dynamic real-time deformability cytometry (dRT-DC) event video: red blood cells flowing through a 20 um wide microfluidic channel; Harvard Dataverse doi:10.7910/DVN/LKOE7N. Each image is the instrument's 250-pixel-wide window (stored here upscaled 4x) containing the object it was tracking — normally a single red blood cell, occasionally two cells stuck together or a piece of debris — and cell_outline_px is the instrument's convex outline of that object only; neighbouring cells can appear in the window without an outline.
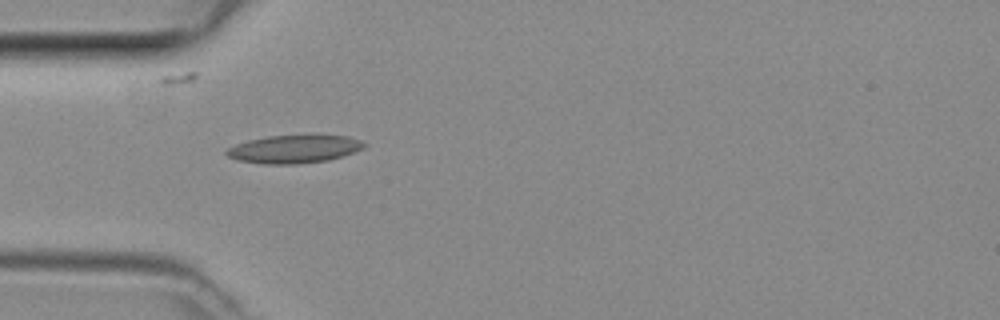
{"species": "common noctule bat (a hibernating species)", "species_latin": "Nyctalus noctula", "temperature_condition": "room temperature", "stored_images_in_passage": 12, "camera_frame_rate_fps": 3000, "um_per_image_px": 0.085, "animal": {"sex": "female", "body_mass_g": 29.2, "forearm_length_mm": 56.3}, "frame": {"image": 1, "passage_image": 1, "time_ms": 0.0, "image_size_px": [1000, 320], "cell_outline_px": [[368, 144], [364, 148], [328, 160], [296, 164], [264, 164], [240, 160], [228, 156], [224, 152], [228, 148], [236, 144], [248, 140], [268, 136], [312, 132], [348, 136], [360, 140]], "centroid_in_image_um": [25.05, 12.61], "position_along_channel_um": 59.9, "area_um2": 23.24}}
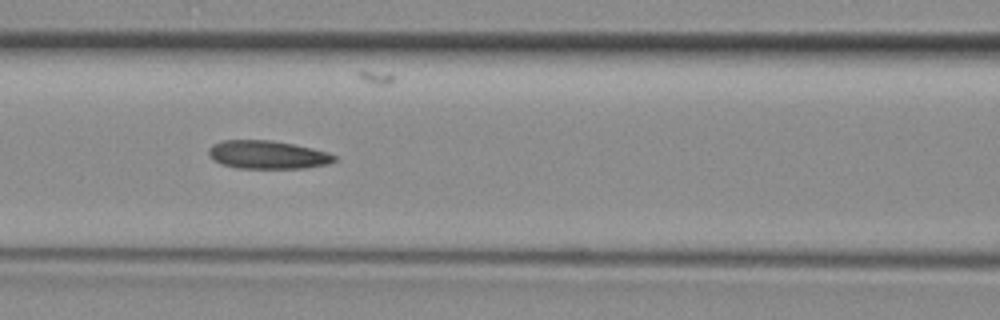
{"frame": {"image": 2, "passage_image": 7, "time_ms": 2.0, "image_size_px": [1000, 320], "cell_outline_px": [[336, 160], [328, 164], [304, 168], [236, 168], [220, 164], [208, 152], [208, 148], [212, 144], [224, 140], [272, 140], [312, 148], [328, 152], [336, 156]], "centroid_in_image_um": [22.75, 13.15], "position_along_channel_um": 143.9, "area_um2": 20.63}}
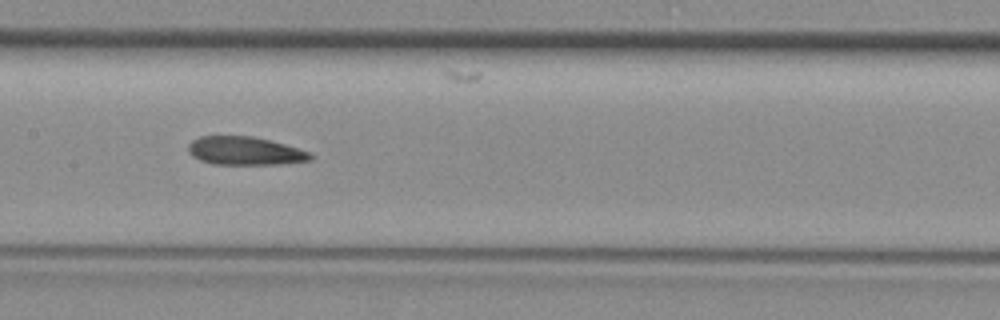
{"frame": {"image": 3, "passage_image": 10, "time_ms": 3.0, "image_size_px": [1000, 320], "cell_outline_px": [[312, 160], [280, 164], [212, 164], [200, 160], [192, 156], [188, 148], [188, 144], [192, 140], [200, 136], [252, 136], [272, 140], [312, 152]], "centroid_in_image_um": [20.85, 12.82], "position_along_channel_um": 186.6, "area_um2": 20.29}}